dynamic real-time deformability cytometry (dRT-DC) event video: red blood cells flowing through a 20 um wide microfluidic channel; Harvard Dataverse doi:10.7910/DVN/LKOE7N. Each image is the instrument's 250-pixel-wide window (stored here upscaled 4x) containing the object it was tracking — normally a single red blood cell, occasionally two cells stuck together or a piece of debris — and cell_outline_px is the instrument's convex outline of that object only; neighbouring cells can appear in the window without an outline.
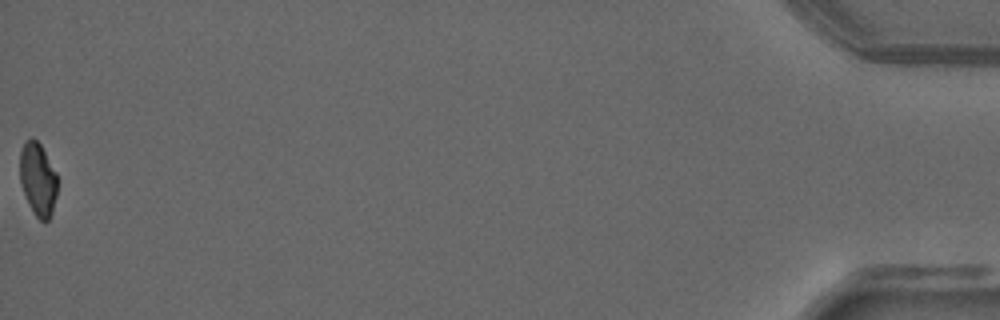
{"species": "common noctule bat (a hibernating species)", "species_latin": "Nyctalus noctula", "temperature_condition": "warm", "stored_images_in_passage": 52, "camera_frame_rate_fps": 3000, "um_per_image_px": 0.085, "animal": {"sex": "male", "forearm_length_mm": 52.5}, "frame": {"image": 1, "passage_image": 52, "time_ms": 17.0, "image_size_px": [1000, 320], "cell_outline_px": [[56, 196], [52, 212], [48, 220], [40, 220], [36, 216], [24, 192], [20, 180], [20, 152], [24, 144], [32, 136], [40, 144], [56, 172]], "centroid_in_image_um": [3.22, 15.21], "position_along_channel_um": 432.0, "area_um2": 15.49}, "authors_computed_cell_mechanics": {"area_um2": 17.6868, "velocity_mm_per_s": 3.8136, "shape_relaxation_time_tau1_ms": 6.7431, "shape_relaxation_time_tau2_ms": 1.9471, "deformation_change_tau1": 0.1746, "deformation_change_tau2": 0.0601}}